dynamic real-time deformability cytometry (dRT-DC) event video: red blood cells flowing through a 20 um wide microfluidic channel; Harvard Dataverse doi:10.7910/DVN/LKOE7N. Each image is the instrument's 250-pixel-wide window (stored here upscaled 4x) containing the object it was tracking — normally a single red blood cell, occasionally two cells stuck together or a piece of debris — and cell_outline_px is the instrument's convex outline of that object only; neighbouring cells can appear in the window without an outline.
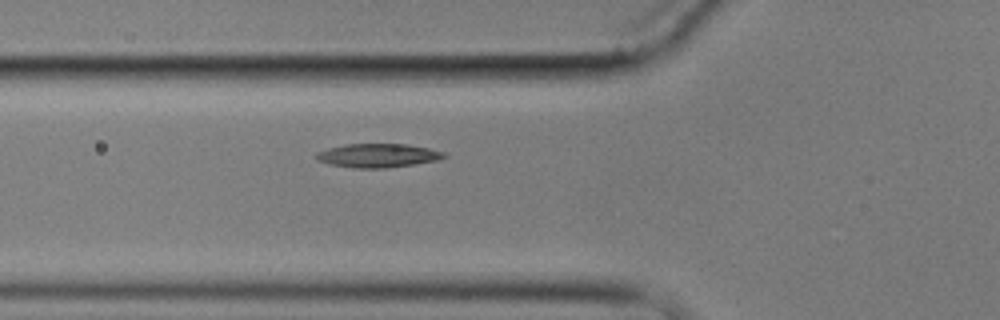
{"species": "common noctule bat (a hibernating species)", "species_latin": "Nyctalus noctula", "temperature_condition": "cold", "stored_images_in_passage": 2, "camera_frame_rate_fps": 3000, "um_per_image_px": 0.085, "animal": {"sex": "male", "body_mass_g": 17.9}, "frame": {"image": 1, "passage_image": 2, "time_ms": 1.0, "image_size_px": [1000, 320], "cell_outline_px": [[448, 156], [440, 160], [384, 168], [352, 168], [328, 164], [316, 160], [316, 152], [328, 148], [344, 144], [404, 144], [428, 148], [444, 152]], "centroid_in_image_um": [32.09, 13.22], "position_along_channel_um": 93.7, "area_um2": 17.74}}